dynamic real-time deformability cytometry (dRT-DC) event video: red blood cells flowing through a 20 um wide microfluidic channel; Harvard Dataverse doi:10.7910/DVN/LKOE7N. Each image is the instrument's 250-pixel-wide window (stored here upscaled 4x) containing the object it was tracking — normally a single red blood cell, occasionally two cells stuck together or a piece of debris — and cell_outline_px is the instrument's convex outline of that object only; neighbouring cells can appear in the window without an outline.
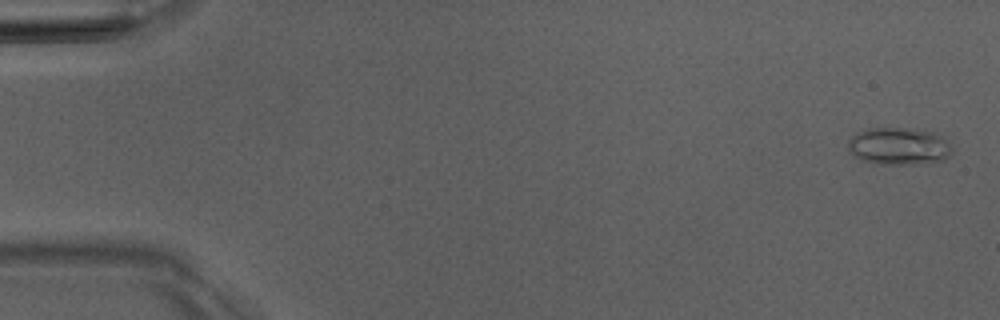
{"species": "Egyptian fruit bat (a non-hibernating species)", "species_latin": "Rousettus aegyptiacus", "temperature_condition": "room temperature", "stored_images_in_passage": 6, "camera_frame_rate_fps": 3000, "um_per_image_px": 0.085, "animal": {"sex": "male"}, "frame": {"image": 1, "passage_image": 1, "time_ms": 0.0, "image_size_px": [1000, 320], "cell_outline_px": [[952, 152], [944, 160], [928, 164], [880, 164], [860, 160], [848, 152], [848, 140], [856, 132], [868, 128], [924, 128], [940, 136], [952, 148]], "centroid_in_image_um": [76.38, 12.43], "position_along_channel_um": 8.6, "area_um2": 23.06}}